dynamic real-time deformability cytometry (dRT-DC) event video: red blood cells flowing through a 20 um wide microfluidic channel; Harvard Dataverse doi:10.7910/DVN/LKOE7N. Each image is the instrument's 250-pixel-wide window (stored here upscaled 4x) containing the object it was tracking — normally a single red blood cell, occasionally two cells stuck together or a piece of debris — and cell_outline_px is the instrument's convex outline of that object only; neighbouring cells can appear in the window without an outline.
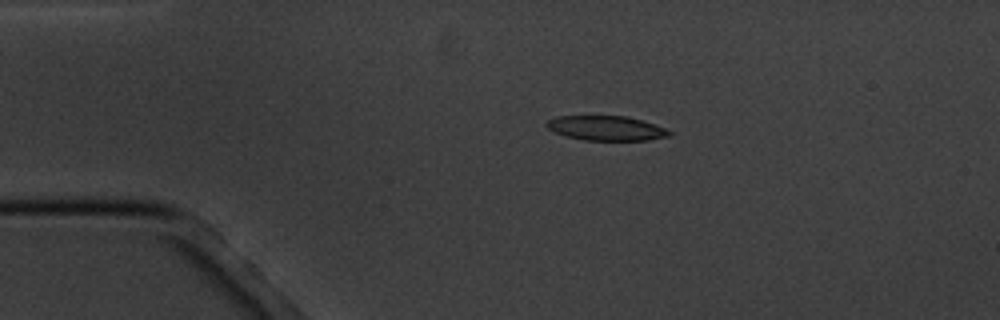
{"species": "common noctule bat (a hibernating species)", "species_latin": "Nyctalus noctula", "temperature_condition": "cold", "stored_images_in_passage": 3, "camera_frame_rate_fps": 3000, "um_per_image_px": 0.085, "animal": {"sex": "male", "body_mass_g": 20.1, "forearm_length_mm": 53.5}, "frame": {"image": 1, "passage_image": 1, "time_ms": 0.0, "image_size_px": [1000, 320], "cell_outline_px": [[672, 132], [668, 136], [648, 140], [584, 140], [568, 136], [556, 132], [548, 128], [544, 124], [548, 120], [556, 116], [628, 116], [664, 128]], "centroid_in_image_um": [51.5, 10.89], "position_along_channel_um": 33.5, "area_um2": 17.34}}
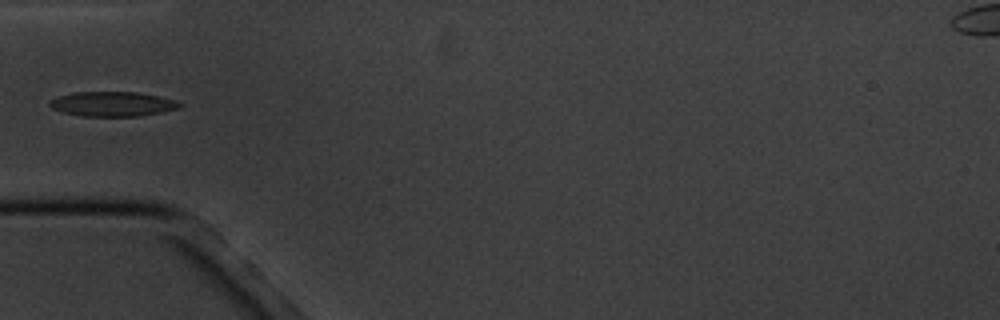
{"frame": {"image": 2, "passage_image": 3, "time_ms": 2.333, "image_size_px": [1000, 320], "cell_outline_px": [[184, 104], [180, 108], [140, 116], [80, 116], [64, 112], [52, 108], [48, 104], [48, 100], [56, 96], [72, 92], [136, 92], [176, 100]], "centroid_in_image_um": [9.53, 8.83], "position_along_channel_um": 75.5, "area_um2": 18.79}}